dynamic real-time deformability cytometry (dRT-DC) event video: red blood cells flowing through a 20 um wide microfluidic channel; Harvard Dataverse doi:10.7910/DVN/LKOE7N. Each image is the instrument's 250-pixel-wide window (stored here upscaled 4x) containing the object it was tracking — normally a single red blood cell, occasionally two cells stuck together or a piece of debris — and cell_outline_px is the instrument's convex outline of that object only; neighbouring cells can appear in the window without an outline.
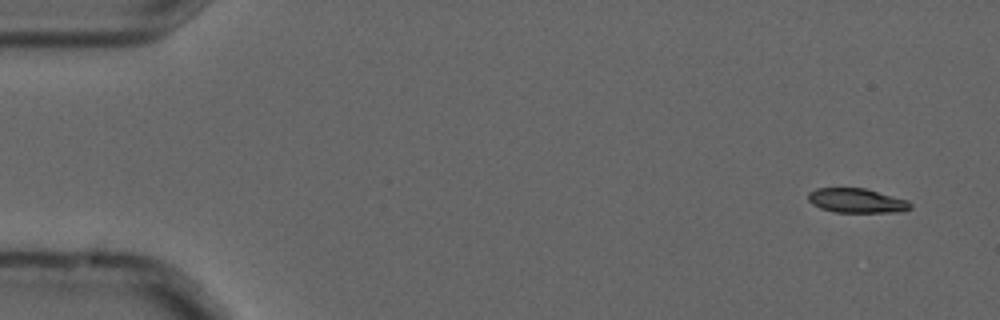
{"species": "common noctule bat (a hibernating species)", "species_latin": "Nyctalus noctula", "temperature_condition": "cold", "stored_images_in_passage": 10, "camera_frame_rate_fps": 3000, "um_per_image_px": 0.085, "animal": {"sex": "male", "forearm_length_mm": 52.5}, "frame": {"image": 1, "passage_image": 1, "time_ms": 0.0, "image_size_px": [1000, 320], "cell_outline_px": [[912, 208], [900, 212], [832, 212], [820, 208], [812, 204], [808, 200], [808, 192], [816, 188], [864, 188], [908, 200], [912, 204]], "centroid_in_image_um": [72.81, 17.06], "position_along_channel_um": 12.2, "area_um2": 14.62}}
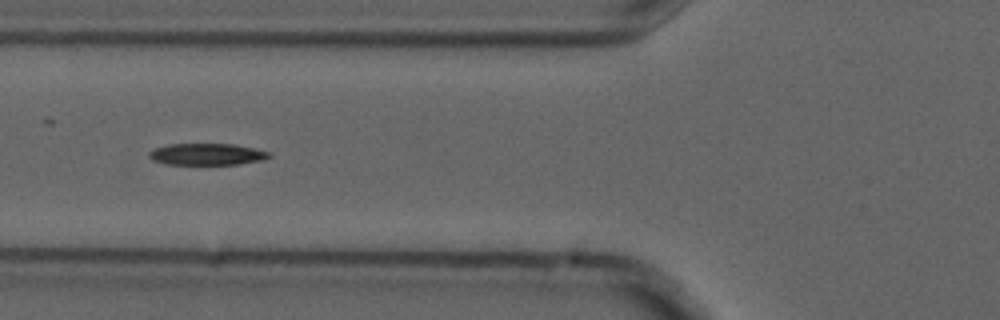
{"frame": {"image": 2, "passage_image": 6, "time_ms": 1.667, "image_size_px": [1000, 320], "cell_outline_px": [[272, 156], [264, 160], [240, 164], [164, 164], [152, 160], [148, 156], [148, 152], [152, 148], [168, 144], [232, 144], [272, 152]], "centroid_in_image_um": [17.57, 13.11], "position_along_channel_um": 108.2, "area_um2": 15.32}}
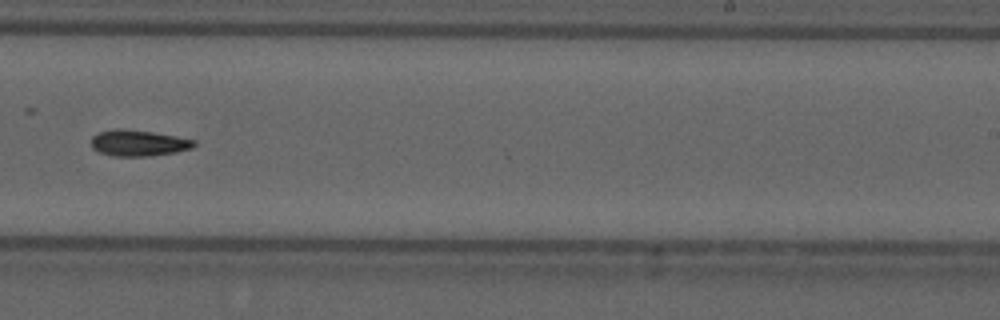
{"frame": {"image": 3, "passage_image": 10, "time_ms": 3.0, "image_size_px": [1000, 320], "cell_outline_px": [[196, 144], [192, 148], [176, 152], [148, 156], [112, 156], [100, 152], [92, 148], [92, 136], [96, 132], [112, 128], [120, 128], [152, 132], [176, 136], [196, 140]], "centroid_in_image_um": [11.74, 12.14], "position_along_channel_um": 277.3, "area_um2": 15.78}}